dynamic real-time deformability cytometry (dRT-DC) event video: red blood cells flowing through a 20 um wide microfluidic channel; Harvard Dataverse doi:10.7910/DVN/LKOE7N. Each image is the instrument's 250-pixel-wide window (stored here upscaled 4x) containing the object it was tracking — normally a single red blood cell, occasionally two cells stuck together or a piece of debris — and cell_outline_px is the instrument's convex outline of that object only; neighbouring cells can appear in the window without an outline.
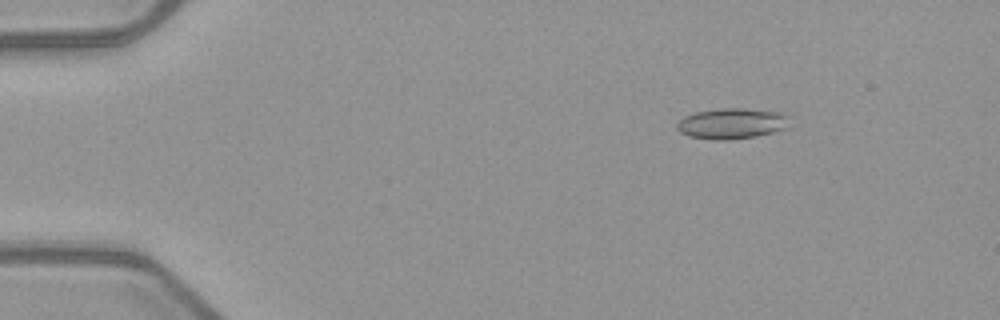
{"species": "common noctule bat (a hibernating species)", "species_latin": "Nyctalus noctula", "temperature_condition": "warm", "stored_images_in_passage": 51, "camera_frame_rate_fps": 3000, "um_per_image_px": 0.085, "animal": {"sex": "female", "body_mass_g": 21.9}, "frame": {"image": 1, "passage_image": 6, "time_ms": 1.667, "image_size_px": [1000, 320], "cell_outline_px": [[788, 116], [784, 128], [772, 132], [756, 136], [728, 140], [712, 140], [688, 136], [680, 132], [676, 128], [676, 124], [684, 116], [696, 112], [720, 108], [744, 108], [780, 112]], "centroid_in_image_um": [62.13, 10.5], "position_along_channel_um": 22.9, "area_um2": 20.0}}
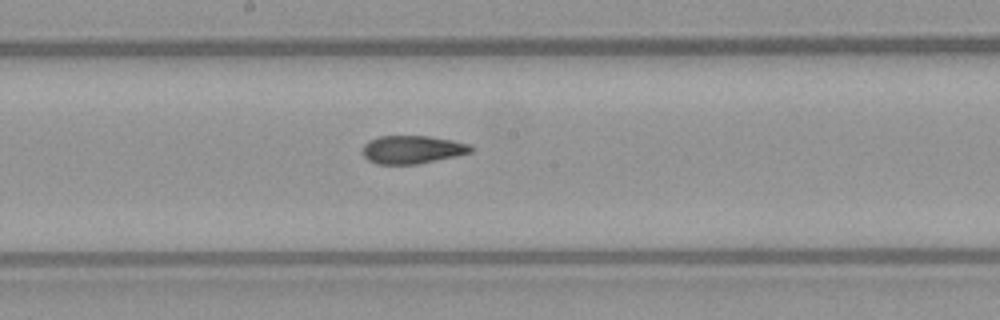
{"frame": {"image": 2, "passage_image": 27, "time_ms": 8.667, "image_size_px": [1000, 320], "cell_outline_px": [[472, 152], [456, 156], [420, 164], [376, 164], [368, 160], [360, 152], [364, 144], [368, 140], [380, 136], [428, 136], [452, 140], [472, 144]], "centroid_in_image_um": [35.02, 12.71], "position_along_channel_um": 213.2, "area_um2": 17.98}}
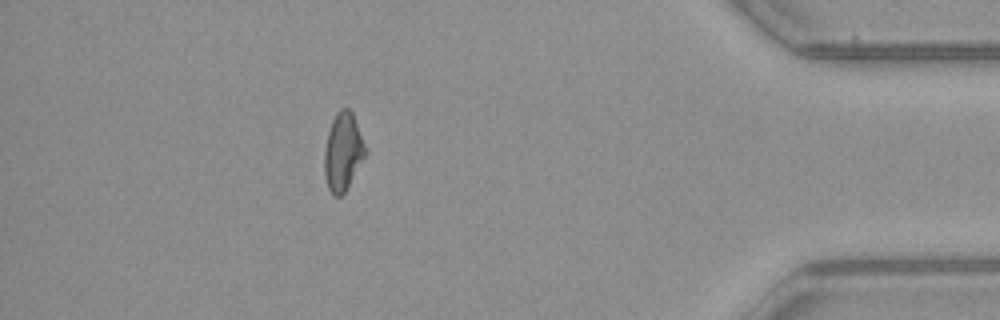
{"frame": {"image": 3, "passage_image": 45, "time_ms": 14.667, "image_size_px": [1000, 320], "cell_outline_px": [[368, 152], [344, 192], [340, 196], [336, 196], [328, 188], [324, 176], [324, 152], [328, 132], [332, 120], [336, 112], [340, 108], [348, 108], [352, 112]], "centroid_in_image_um": [29.15, 12.88], "position_along_channel_um": 406.1, "area_um2": 18.5}, "authors_computed_cell_mechanics": {"area_um2": 18.8428, "velocity_mm_per_s": 3.9894, "shape_relaxation_time_tau1_ms": null, "shape_relaxation_time_tau2_ms": 3.4146, "deformation_change_tau1": null, "deformation_change_tau2": 0.0972}}